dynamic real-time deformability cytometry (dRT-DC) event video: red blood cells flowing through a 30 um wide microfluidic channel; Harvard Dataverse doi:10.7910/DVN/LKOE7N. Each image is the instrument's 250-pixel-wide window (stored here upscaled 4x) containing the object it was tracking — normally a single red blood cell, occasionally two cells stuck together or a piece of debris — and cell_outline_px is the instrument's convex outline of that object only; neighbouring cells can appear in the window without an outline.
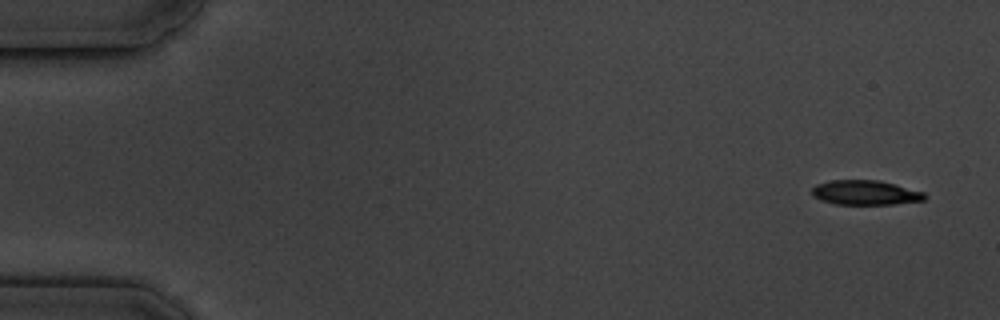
{"species": "common noctule bat (a hibernating species)", "species_latin": "Nyctalus noctula", "temperature_condition": "cold", "stored_images_in_passage": 11, "camera_frame_rate_fps": 3000, "um_per_image_px": 0.085, "animal": {"sex": "male", "body_mass_g": 19.5, "forearm_length_mm": 54.6}, "frame": {"image": 1, "passage_image": 1, "time_ms": 0.0, "image_size_px": [1000, 320], "cell_outline_px": [[928, 196], [924, 200], [892, 204], [836, 204], [820, 200], [812, 196], [812, 188], [816, 184], [832, 180], [880, 180], [896, 184], [924, 192]], "centroid_in_image_um": [73.55, 16.37], "position_along_channel_um": 11.4, "area_um2": 16.24}}
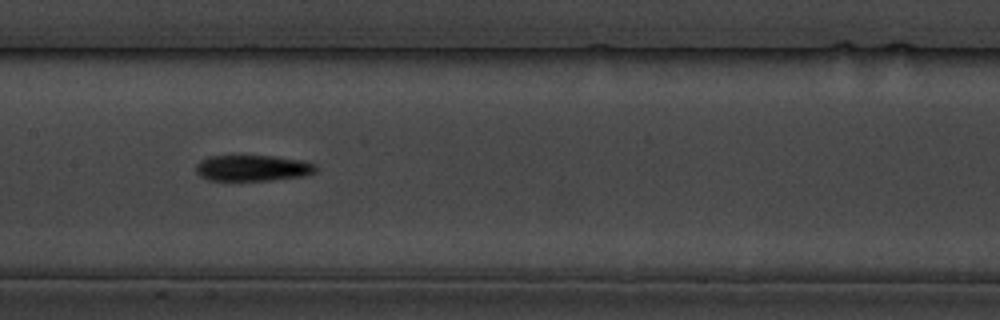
{"frame": {"image": 2, "passage_image": 8, "time_ms": 8.667, "image_size_px": [1000, 320], "cell_outline_px": [[320, 168], [316, 172], [304, 176], [272, 180], [208, 180], [200, 176], [196, 172], [196, 164], [200, 160], [208, 156], [236, 152], [272, 156], [304, 160], [316, 164]], "centroid_in_image_um": [21.46, 14.23], "position_along_channel_um": 185.9, "area_um2": 19.31}}
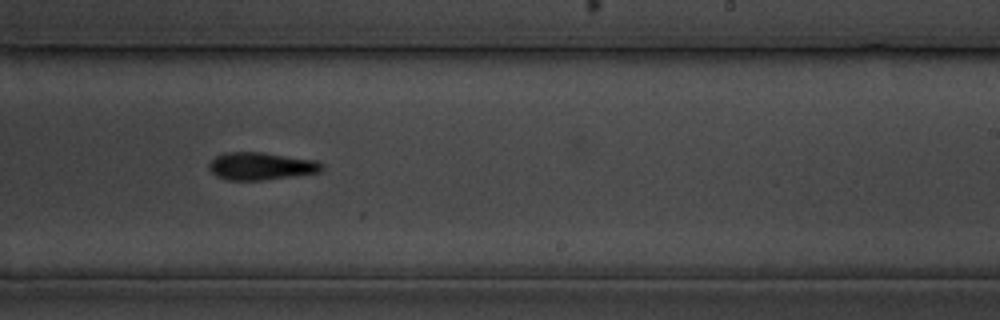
{"frame": {"image": 3, "passage_image": 10, "time_ms": 11.0, "image_size_px": [1000, 320], "cell_outline_px": [[324, 168], [320, 172], [264, 180], [228, 180], [216, 176], [208, 168], [208, 164], [216, 156], [228, 152], [260, 152], [316, 160], [324, 164]], "centroid_in_image_um": [22.19, 14.12], "position_along_channel_um": 266.8, "area_um2": 18.09}}